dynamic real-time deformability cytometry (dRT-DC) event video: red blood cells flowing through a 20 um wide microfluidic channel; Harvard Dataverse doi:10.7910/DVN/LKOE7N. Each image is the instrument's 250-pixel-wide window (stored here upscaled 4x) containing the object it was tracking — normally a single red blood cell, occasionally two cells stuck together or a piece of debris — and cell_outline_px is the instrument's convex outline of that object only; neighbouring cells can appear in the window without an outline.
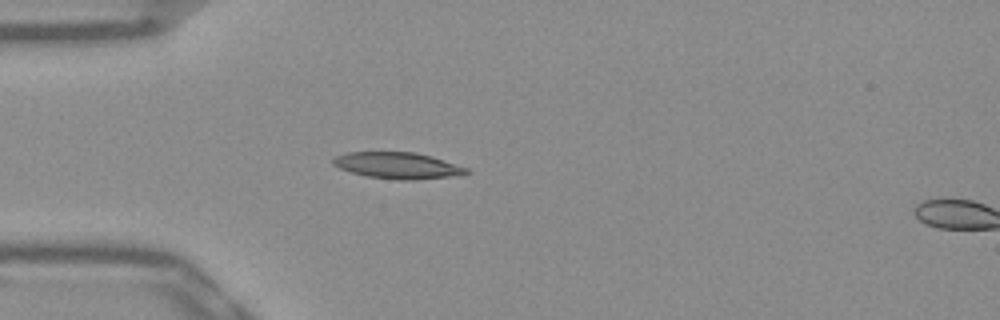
{"species": "Egyptian fruit bat (a non-hibernating species)", "species_latin": "Rousettus aegyptiacus", "temperature_condition": "warm", "stored_images_in_passage": 17, "camera_frame_rate_fps": 3000, "um_per_image_px": 0.085, "frame": {"image": 1, "passage_image": 15, "time_ms": 4.667, "image_size_px": [1000, 320], "cell_outline_px": [[472, 172], [464, 176], [416, 180], [400, 180], [364, 176], [340, 168], [332, 164], [332, 160], [336, 156], [348, 152], [416, 152], [432, 156], [468, 168]], "centroid_in_image_um": [33.89, 14.08], "position_along_channel_um": 51.1, "area_um2": 20.87}}